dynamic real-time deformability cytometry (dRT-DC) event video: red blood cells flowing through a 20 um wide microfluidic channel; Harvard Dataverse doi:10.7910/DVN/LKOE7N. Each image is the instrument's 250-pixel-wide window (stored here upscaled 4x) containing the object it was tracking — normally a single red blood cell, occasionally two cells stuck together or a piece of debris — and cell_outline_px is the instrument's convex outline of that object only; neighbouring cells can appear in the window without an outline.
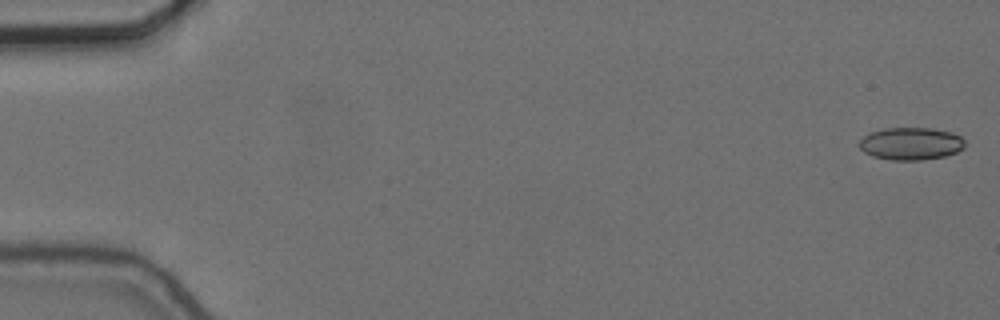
{"species": "common noctule bat (a hibernating species)", "species_latin": "Nyctalus noctula", "temperature_condition": "cold", "stored_images_in_passage": 55, "camera_frame_rate_fps": 3000, "um_per_image_px": 0.085, "animal": {"sex": "female", "body_mass_g": 24.6, "forearm_length_mm": 56.2}, "frame": {"image": 1, "passage_image": 1, "time_ms": 0.0, "image_size_px": [1000, 320], "cell_outline_px": [[964, 148], [956, 152], [944, 156], [920, 160], [892, 160], [872, 156], [864, 152], [856, 144], [868, 132], [884, 128], [932, 128], [952, 132], [960, 136], [964, 140]], "centroid_in_image_um": [77.39, 12.2], "position_along_channel_um": 7.6, "area_um2": 20.17}}
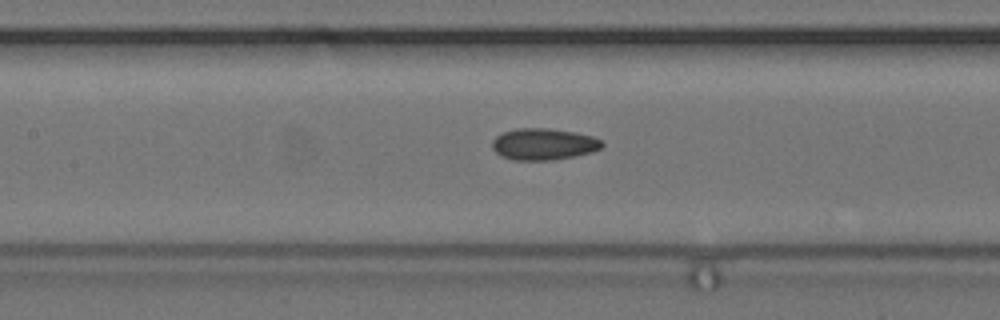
{"frame": {"image": 2, "passage_image": 26, "time_ms": 8.333, "image_size_px": [1000, 320], "cell_outline_px": [[604, 144], [600, 148], [592, 152], [576, 156], [552, 160], [512, 160], [500, 156], [492, 148], [492, 140], [496, 136], [504, 132], [516, 128], [548, 128], [576, 132], [592, 136], [604, 140]], "centroid_in_image_um": [46.22, 12.25], "position_along_channel_um": 161.2, "area_um2": 20.46}}
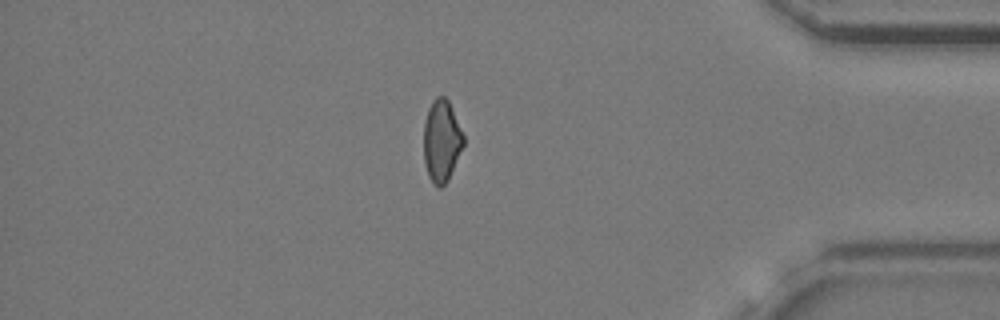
{"frame": {"image": 3, "passage_image": 48, "time_ms": 15.667, "image_size_px": [1000, 320], "cell_outline_px": [[464, 144], [448, 180], [440, 188], [428, 176], [424, 164], [424, 120], [428, 108], [432, 100], [436, 96], [444, 96], [448, 100], [464, 136]], "centroid_in_image_um": [37.52, 11.95], "position_along_channel_um": 397.7, "area_um2": 18.9}}